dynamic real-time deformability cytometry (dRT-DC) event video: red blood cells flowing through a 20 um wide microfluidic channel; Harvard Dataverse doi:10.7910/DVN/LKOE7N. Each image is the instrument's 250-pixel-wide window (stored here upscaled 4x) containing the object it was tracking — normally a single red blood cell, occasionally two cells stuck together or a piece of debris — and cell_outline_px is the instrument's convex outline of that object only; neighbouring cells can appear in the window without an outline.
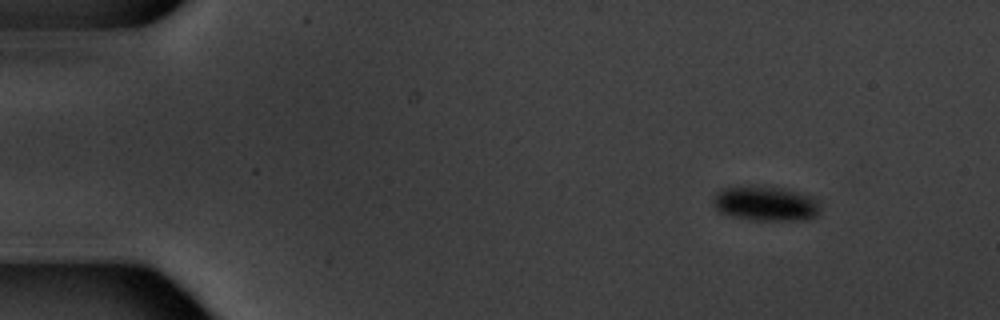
{"species": "common noctule bat (a hibernating species)", "species_latin": "Nyctalus noctula", "temperature_condition": "warm", "stored_images_in_passage": 5, "segment_of_instrument_passage": [1, 2], "camera_frame_rate_fps": 3000, "um_per_image_px": 0.085, "animal": {"sex": "male", "body_mass_g": 20.1, "forearm_length_mm": 53.5}, "frame": {"image": 1, "passage_image": 1, "time_ms": 0.0, "image_size_px": [1000, 320], "cell_outline_px": [[820, 212], [816, 216], [808, 220], [752, 220], [732, 216], [716, 212], [712, 204], [712, 196], [720, 188], [780, 188], [812, 196], [820, 204]], "centroid_in_image_um": [65.05, 17.35], "position_along_channel_um": 19.9, "area_um2": 21.5}}
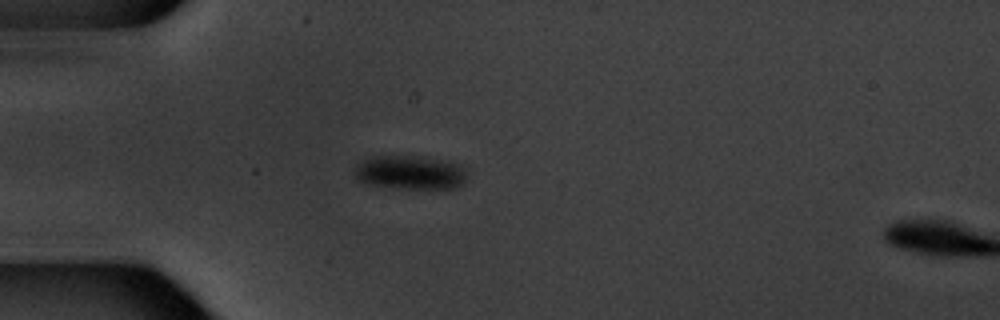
{"frame": {"image": 2, "passage_image": 4, "time_ms": 3.333, "image_size_px": [1000, 320], "cell_outline_px": [[464, 180], [456, 188], [404, 188], [372, 184], [356, 180], [356, 164], [372, 156], [424, 156], [448, 160], [460, 164], [464, 168]], "centroid_in_image_um": [34.88, 14.63], "position_along_channel_um": 50.1, "area_um2": 21.96}}